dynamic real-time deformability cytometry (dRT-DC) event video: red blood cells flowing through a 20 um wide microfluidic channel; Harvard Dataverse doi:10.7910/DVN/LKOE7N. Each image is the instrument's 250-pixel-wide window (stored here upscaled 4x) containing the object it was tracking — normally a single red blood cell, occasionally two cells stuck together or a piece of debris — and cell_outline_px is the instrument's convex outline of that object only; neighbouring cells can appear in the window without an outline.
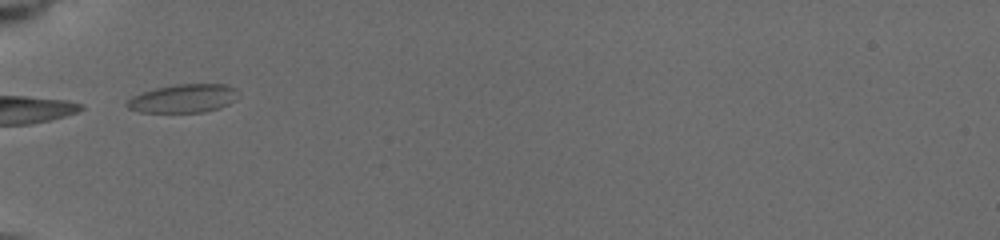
{"species": "common noctule bat (a hibernating species)", "species_latin": "Nyctalus noctula", "temperature_condition": "cold", "stored_images_in_passage": 4, "camera_frame_rate_fps": 3000, "um_per_image_px": 0.085, "animal": {"sex": "female", "body_mass_g": 19.5, "forearm_length_mm": 54.1}, "frame": {"image": 1, "passage_image": 1, "time_ms": 0.0, "image_size_px": [1000, 240], "cell_outline_px": [[236, 88], [232, 100], [228, 104], [220, 108], [204, 112], [140, 112], [128, 108], [124, 104], [132, 96], [156, 88], [176, 84], [224, 84]], "centroid_in_image_um": [15.53, 8.37], "position_along_channel_um": 69.5, "area_um2": 18.15}}